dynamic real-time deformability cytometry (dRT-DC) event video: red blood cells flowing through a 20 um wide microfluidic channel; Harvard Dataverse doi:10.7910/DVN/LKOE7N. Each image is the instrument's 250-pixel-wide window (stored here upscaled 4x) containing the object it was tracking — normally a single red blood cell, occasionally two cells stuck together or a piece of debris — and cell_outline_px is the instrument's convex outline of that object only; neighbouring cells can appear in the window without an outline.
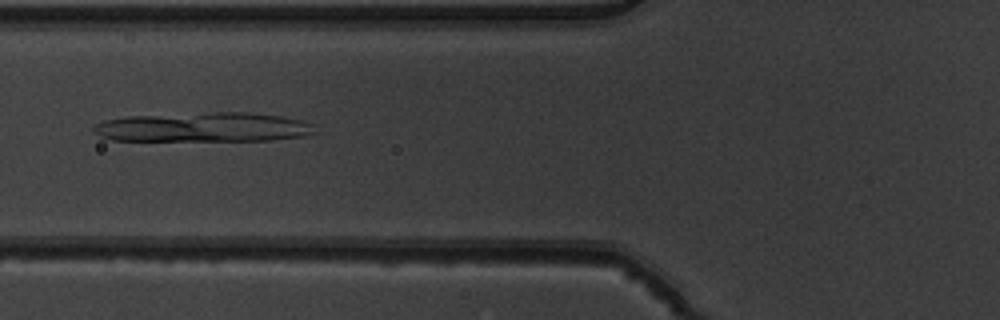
{"species": "common noctule bat (a hibernating species)", "species_latin": "Nyctalus noctula", "temperature_condition": "warm", "stored_images_in_passage": 2, "camera_frame_rate_fps": 3000, "um_per_image_px": 0.085, "animal": {"sex": "male", "body_mass_g": 19.5, "forearm_length_mm": 54.6}, "frame": {"image": 1, "passage_image": 2, "time_ms": 0.333, "image_size_px": [1000, 320], "cell_outline_px": [[320, 132], [304, 136], [272, 140], [112, 140], [100, 136], [92, 132], [92, 128], [96, 124], [104, 120], [124, 116], [212, 112], [248, 112], [280, 116], [304, 120], [312, 124]], "centroid_in_image_um": [17.32, 10.8], "position_along_channel_um": 108.5, "area_um2": 38.32}}